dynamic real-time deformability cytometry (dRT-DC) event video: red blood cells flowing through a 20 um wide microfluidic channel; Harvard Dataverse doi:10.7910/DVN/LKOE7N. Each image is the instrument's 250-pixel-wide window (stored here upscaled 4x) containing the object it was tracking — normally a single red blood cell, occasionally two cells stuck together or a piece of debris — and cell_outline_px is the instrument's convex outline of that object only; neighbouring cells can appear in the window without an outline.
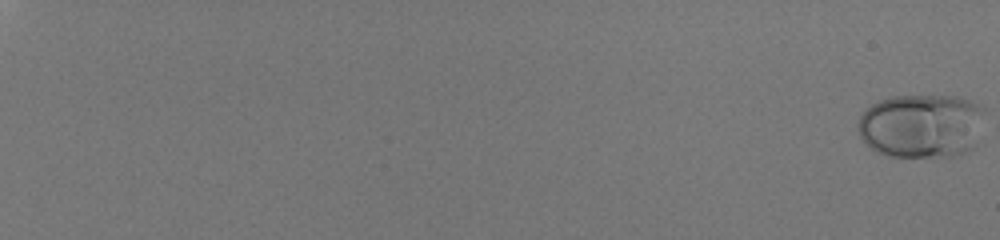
{"species": "human", "species_latin": "Homo sapiens", "temperature_condition": "room temperature", "stored_images_in_passage": 53, "camera_frame_rate_fps": 3000, "um_per_image_px": 0.085, "donor": {"sex": "male"}, "frame": {"image": 1, "passage_image": 1, "time_ms": 0.0, "image_size_px": [1000, 240], "cell_outline_px": [[976, 148], [956, 156], [888, 156], [876, 152], [860, 136], [856, 128], [860, 112], [872, 104], [880, 100], [892, 96], [960, 96], [976, 104]], "centroid_in_image_um": [78.17, 10.71], "position_along_channel_um": 6.8, "area_um2": 46.47}}
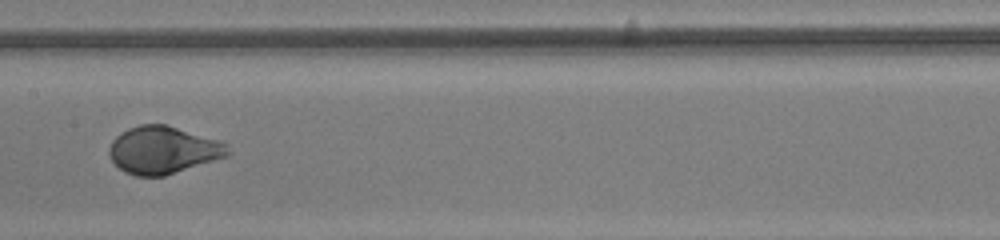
{"frame": {"image": 2, "passage_image": 32, "time_ms": 10.333, "image_size_px": [1000, 240], "cell_outline_px": [[232, 152], [228, 156], [164, 176], [136, 176], [124, 172], [112, 160], [108, 152], [108, 148], [112, 140], [120, 132], [128, 128], [140, 124], [164, 124], [220, 140], [228, 144]], "centroid_in_image_um": [13.87, 12.75], "position_along_channel_um": 193.5, "area_um2": 32.95}}
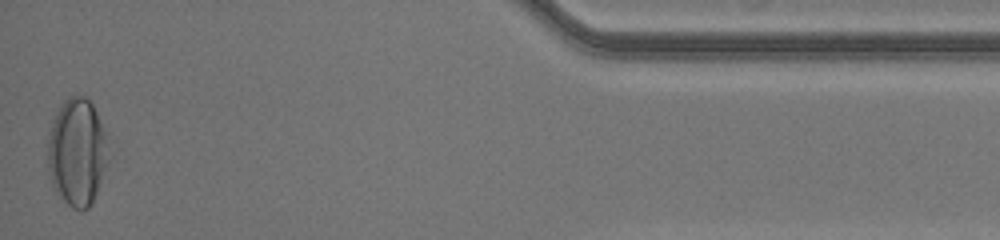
{"frame": {"image": 3, "passage_image": 53, "time_ms": 17.333, "image_size_px": [1000, 240], "cell_outline_px": [[112, 156], [92, 204], [88, 208], [80, 212], [72, 208], [56, 192], [52, 184], [48, 172], [48, 140], [52, 124], [56, 112], [64, 100], [68, 96], [84, 96], [92, 104], [96, 112], [104, 132]], "centroid_in_image_um": [6.58, 12.98], "position_along_channel_um": 428.6, "area_um2": 38.38}, "authors_computed_cell_mechanics": {"area_um2": 33.4662, "velocity_mm_per_s": 4.0871, "shape_relaxation_time_tau1_ms": 3.1643, "shape_relaxation_time_tau2_ms": null, "deformation_change_tau1": 0.1864, "deformation_change_tau2": null}}